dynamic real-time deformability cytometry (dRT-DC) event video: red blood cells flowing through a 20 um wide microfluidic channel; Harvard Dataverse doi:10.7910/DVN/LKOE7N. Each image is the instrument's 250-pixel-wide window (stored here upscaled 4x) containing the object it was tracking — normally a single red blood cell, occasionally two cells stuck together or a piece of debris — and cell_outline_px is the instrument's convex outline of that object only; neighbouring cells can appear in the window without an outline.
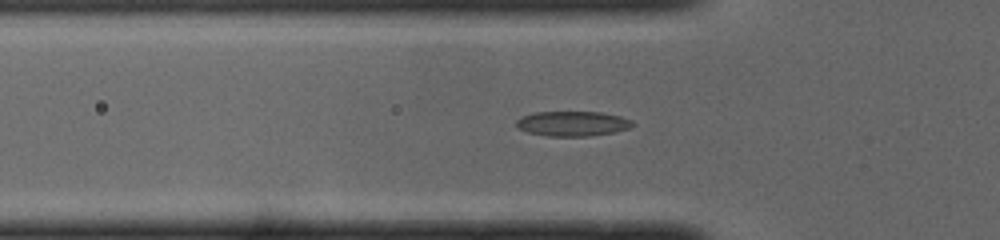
{"species": "common noctule bat (a hibernating species)", "species_latin": "Nyctalus noctula", "temperature_condition": "cold", "stored_images_in_passage": 38, "camera_frame_rate_fps": 3000, "um_per_image_px": 0.085, "animal": {"sex": "male", "body_mass_g": 19.0, "forearm_length_mm": 50.8}, "frame": {"image": 1, "passage_image": 3, "time_ms": 0.667, "image_size_px": [1000, 240], "cell_outline_px": [[636, 124], [628, 128], [612, 132], [588, 136], [548, 136], [528, 132], [520, 128], [516, 124], [516, 120], [520, 116], [532, 112], [600, 112], [620, 116], [632, 120]], "centroid_in_image_um": [48.65, 10.49], "position_along_channel_um": 77.1, "area_um2": 16.82}}
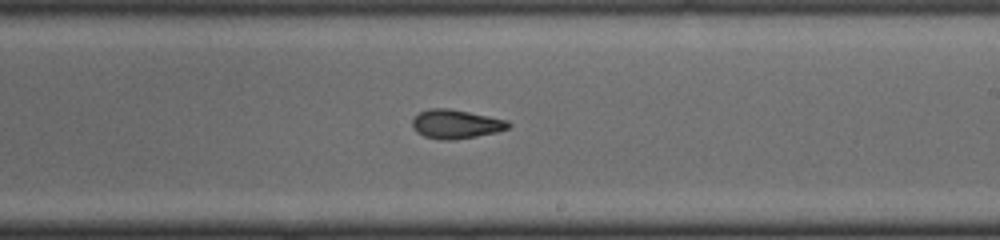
{"frame": {"image": 2, "passage_image": 16, "time_ms": 5.0, "image_size_px": [1000, 240], "cell_outline_px": [[512, 124], [508, 128], [496, 132], [476, 136], [452, 140], [440, 140], [424, 136], [416, 132], [412, 128], [412, 120], [420, 112], [428, 108], [448, 108], [508, 120]], "centroid_in_image_um": [38.73, 10.55], "position_along_channel_um": 250.3, "area_um2": 16.18}}
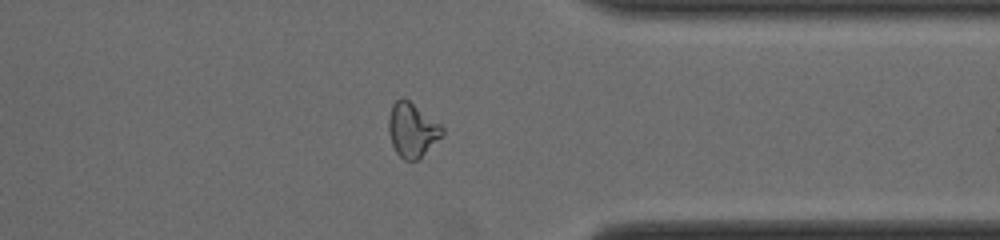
{"frame": {"image": 3, "passage_image": 26, "time_ms": 8.333, "image_size_px": [1000, 240], "cell_outline_px": [[444, 132], [416, 160], [404, 160], [396, 152], [392, 144], [388, 132], [388, 120], [392, 104], [400, 96], [404, 96], [440, 124], [444, 128]], "centroid_in_image_um": [34.98, 10.99], "position_along_channel_um": 376.4, "area_um2": 16.65}, "authors_computed_cell_mechanics": {"area_um2": 16.2707, "velocity_mm_per_s": 3.9927, "shape_relaxation_time_tau1_ms": 8.362, "shape_relaxation_time_tau2_ms": 2.6845, "deformation_change_tau1": 0.2325, "deformation_change_tau2": 0.0733}}